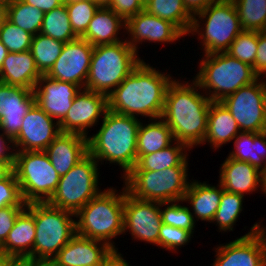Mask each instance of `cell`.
Wrapping results in <instances>:
<instances>
[{
  "instance_id": "obj_1",
  "label": "cell",
  "mask_w": 266,
  "mask_h": 266,
  "mask_svg": "<svg viewBox=\"0 0 266 266\" xmlns=\"http://www.w3.org/2000/svg\"><path fill=\"white\" fill-rule=\"evenodd\" d=\"M144 60L108 96V110L131 117L161 118L168 86L174 80Z\"/></svg>"
},
{
  "instance_id": "obj_2",
  "label": "cell",
  "mask_w": 266,
  "mask_h": 266,
  "mask_svg": "<svg viewBox=\"0 0 266 266\" xmlns=\"http://www.w3.org/2000/svg\"><path fill=\"white\" fill-rule=\"evenodd\" d=\"M211 102L193 79L171 82L161 118L171 129L174 141L184 143L191 151L203 144Z\"/></svg>"
},
{
  "instance_id": "obj_3",
  "label": "cell",
  "mask_w": 266,
  "mask_h": 266,
  "mask_svg": "<svg viewBox=\"0 0 266 266\" xmlns=\"http://www.w3.org/2000/svg\"><path fill=\"white\" fill-rule=\"evenodd\" d=\"M101 121L97 133L87 137L88 153L98 163L119 166L124 177L137 163L138 128L143 120L107 110Z\"/></svg>"
},
{
  "instance_id": "obj_4",
  "label": "cell",
  "mask_w": 266,
  "mask_h": 266,
  "mask_svg": "<svg viewBox=\"0 0 266 266\" xmlns=\"http://www.w3.org/2000/svg\"><path fill=\"white\" fill-rule=\"evenodd\" d=\"M101 190L75 214L76 234L105 242L116 253L113 239L123 235L125 186Z\"/></svg>"
},
{
  "instance_id": "obj_5",
  "label": "cell",
  "mask_w": 266,
  "mask_h": 266,
  "mask_svg": "<svg viewBox=\"0 0 266 266\" xmlns=\"http://www.w3.org/2000/svg\"><path fill=\"white\" fill-rule=\"evenodd\" d=\"M193 80L213 102H220L239 88L252 84L259 77L253 67L227 52L201 55Z\"/></svg>"
},
{
  "instance_id": "obj_6",
  "label": "cell",
  "mask_w": 266,
  "mask_h": 266,
  "mask_svg": "<svg viewBox=\"0 0 266 266\" xmlns=\"http://www.w3.org/2000/svg\"><path fill=\"white\" fill-rule=\"evenodd\" d=\"M126 40L93 48L85 89L108 96L143 60Z\"/></svg>"
},
{
  "instance_id": "obj_7",
  "label": "cell",
  "mask_w": 266,
  "mask_h": 266,
  "mask_svg": "<svg viewBox=\"0 0 266 266\" xmlns=\"http://www.w3.org/2000/svg\"><path fill=\"white\" fill-rule=\"evenodd\" d=\"M242 31L233 0H218L193 16L189 36H198L200 53L211 54L226 52Z\"/></svg>"
},
{
  "instance_id": "obj_8",
  "label": "cell",
  "mask_w": 266,
  "mask_h": 266,
  "mask_svg": "<svg viewBox=\"0 0 266 266\" xmlns=\"http://www.w3.org/2000/svg\"><path fill=\"white\" fill-rule=\"evenodd\" d=\"M26 209L35 220V241L29 257L52 260L76 235L75 214L48 202L28 203Z\"/></svg>"
},
{
  "instance_id": "obj_9",
  "label": "cell",
  "mask_w": 266,
  "mask_h": 266,
  "mask_svg": "<svg viewBox=\"0 0 266 266\" xmlns=\"http://www.w3.org/2000/svg\"><path fill=\"white\" fill-rule=\"evenodd\" d=\"M188 167H170L162 171H129L123 185L136 199L156 202L184 200L191 180Z\"/></svg>"
},
{
  "instance_id": "obj_10",
  "label": "cell",
  "mask_w": 266,
  "mask_h": 266,
  "mask_svg": "<svg viewBox=\"0 0 266 266\" xmlns=\"http://www.w3.org/2000/svg\"><path fill=\"white\" fill-rule=\"evenodd\" d=\"M13 172L26 204L48 202L60 180L44 151H14Z\"/></svg>"
},
{
  "instance_id": "obj_11",
  "label": "cell",
  "mask_w": 266,
  "mask_h": 266,
  "mask_svg": "<svg viewBox=\"0 0 266 266\" xmlns=\"http://www.w3.org/2000/svg\"><path fill=\"white\" fill-rule=\"evenodd\" d=\"M99 165L88 153L67 174L60 176L57 189L48 203L76 214L101 191L98 186Z\"/></svg>"
},
{
  "instance_id": "obj_12",
  "label": "cell",
  "mask_w": 266,
  "mask_h": 266,
  "mask_svg": "<svg viewBox=\"0 0 266 266\" xmlns=\"http://www.w3.org/2000/svg\"><path fill=\"white\" fill-rule=\"evenodd\" d=\"M220 102L232 114L241 132L266 131V78H258Z\"/></svg>"
},
{
  "instance_id": "obj_13",
  "label": "cell",
  "mask_w": 266,
  "mask_h": 266,
  "mask_svg": "<svg viewBox=\"0 0 266 266\" xmlns=\"http://www.w3.org/2000/svg\"><path fill=\"white\" fill-rule=\"evenodd\" d=\"M262 221L235 240L217 245L211 266H266V226Z\"/></svg>"
},
{
  "instance_id": "obj_14",
  "label": "cell",
  "mask_w": 266,
  "mask_h": 266,
  "mask_svg": "<svg viewBox=\"0 0 266 266\" xmlns=\"http://www.w3.org/2000/svg\"><path fill=\"white\" fill-rule=\"evenodd\" d=\"M160 203L136 199L125 189L123 235L129 232L132 240L158 246L163 224Z\"/></svg>"
},
{
  "instance_id": "obj_15",
  "label": "cell",
  "mask_w": 266,
  "mask_h": 266,
  "mask_svg": "<svg viewBox=\"0 0 266 266\" xmlns=\"http://www.w3.org/2000/svg\"><path fill=\"white\" fill-rule=\"evenodd\" d=\"M107 110L106 95L82 88L76 94L65 118L59 123L60 130L62 133H78L88 137V129L98 125Z\"/></svg>"
},
{
  "instance_id": "obj_16",
  "label": "cell",
  "mask_w": 266,
  "mask_h": 266,
  "mask_svg": "<svg viewBox=\"0 0 266 266\" xmlns=\"http://www.w3.org/2000/svg\"><path fill=\"white\" fill-rule=\"evenodd\" d=\"M93 48L94 46L81 37L65 43L60 56L46 76L85 88Z\"/></svg>"
},
{
  "instance_id": "obj_17",
  "label": "cell",
  "mask_w": 266,
  "mask_h": 266,
  "mask_svg": "<svg viewBox=\"0 0 266 266\" xmlns=\"http://www.w3.org/2000/svg\"><path fill=\"white\" fill-rule=\"evenodd\" d=\"M62 133L59 123L34 103L23 118L14 151H44Z\"/></svg>"
},
{
  "instance_id": "obj_18",
  "label": "cell",
  "mask_w": 266,
  "mask_h": 266,
  "mask_svg": "<svg viewBox=\"0 0 266 266\" xmlns=\"http://www.w3.org/2000/svg\"><path fill=\"white\" fill-rule=\"evenodd\" d=\"M125 33L128 34L125 40L137 53L143 42L172 45L175 41L176 45V41H180L181 37L185 38L173 23L151 15L145 10L126 21Z\"/></svg>"
},
{
  "instance_id": "obj_19",
  "label": "cell",
  "mask_w": 266,
  "mask_h": 266,
  "mask_svg": "<svg viewBox=\"0 0 266 266\" xmlns=\"http://www.w3.org/2000/svg\"><path fill=\"white\" fill-rule=\"evenodd\" d=\"M35 103L33 90L0 82V130L13 141L23 124V118Z\"/></svg>"
},
{
  "instance_id": "obj_20",
  "label": "cell",
  "mask_w": 266,
  "mask_h": 266,
  "mask_svg": "<svg viewBox=\"0 0 266 266\" xmlns=\"http://www.w3.org/2000/svg\"><path fill=\"white\" fill-rule=\"evenodd\" d=\"M80 87L71 82L42 75L34 88L35 103L51 118L60 123L70 109Z\"/></svg>"
},
{
  "instance_id": "obj_21",
  "label": "cell",
  "mask_w": 266,
  "mask_h": 266,
  "mask_svg": "<svg viewBox=\"0 0 266 266\" xmlns=\"http://www.w3.org/2000/svg\"><path fill=\"white\" fill-rule=\"evenodd\" d=\"M115 253L105 242L76 234L52 260L58 266H104Z\"/></svg>"
},
{
  "instance_id": "obj_22",
  "label": "cell",
  "mask_w": 266,
  "mask_h": 266,
  "mask_svg": "<svg viewBox=\"0 0 266 266\" xmlns=\"http://www.w3.org/2000/svg\"><path fill=\"white\" fill-rule=\"evenodd\" d=\"M218 182L223 189L245 197L256 191H263V172L248 162L226 157L220 164Z\"/></svg>"
},
{
  "instance_id": "obj_23",
  "label": "cell",
  "mask_w": 266,
  "mask_h": 266,
  "mask_svg": "<svg viewBox=\"0 0 266 266\" xmlns=\"http://www.w3.org/2000/svg\"><path fill=\"white\" fill-rule=\"evenodd\" d=\"M44 152L59 176H63L88 154V138L78 133H60Z\"/></svg>"
},
{
  "instance_id": "obj_24",
  "label": "cell",
  "mask_w": 266,
  "mask_h": 266,
  "mask_svg": "<svg viewBox=\"0 0 266 266\" xmlns=\"http://www.w3.org/2000/svg\"><path fill=\"white\" fill-rule=\"evenodd\" d=\"M223 186L218 182L216 186L207 181L200 182L191 179L185 193L184 202L189 204L195 222L201 220L211 223L219 207Z\"/></svg>"
},
{
  "instance_id": "obj_25",
  "label": "cell",
  "mask_w": 266,
  "mask_h": 266,
  "mask_svg": "<svg viewBox=\"0 0 266 266\" xmlns=\"http://www.w3.org/2000/svg\"><path fill=\"white\" fill-rule=\"evenodd\" d=\"M41 76L30 50L8 52L0 67V82L7 85L34 90Z\"/></svg>"
},
{
  "instance_id": "obj_26",
  "label": "cell",
  "mask_w": 266,
  "mask_h": 266,
  "mask_svg": "<svg viewBox=\"0 0 266 266\" xmlns=\"http://www.w3.org/2000/svg\"><path fill=\"white\" fill-rule=\"evenodd\" d=\"M125 28L126 22L119 15L107 6H100L81 38L88 41L92 46L113 44L125 40L123 39L126 36ZM122 29L123 32H121Z\"/></svg>"
},
{
  "instance_id": "obj_27",
  "label": "cell",
  "mask_w": 266,
  "mask_h": 266,
  "mask_svg": "<svg viewBox=\"0 0 266 266\" xmlns=\"http://www.w3.org/2000/svg\"><path fill=\"white\" fill-rule=\"evenodd\" d=\"M240 128L232 114L221 102H211L208 114L207 132L202 145L219 150L240 133Z\"/></svg>"
},
{
  "instance_id": "obj_28",
  "label": "cell",
  "mask_w": 266,
  "mask_h": 266,
  "mask_svg": "<svg viewBox=\"0 0 266 266\" xmlns=\"http://www.w3.org/2000/svg\"><path fill=\"white\" fill-rule=\"evenodd\" d=\"M35 241L34 216L25 209L16 219L7 239L0 247V253L6 256L29 257Z\"/></svg>"
},
{
  "instance_id": "obj_29",
  "label": "cell",
  "mask_w": 266,
  "mask_h": 266,
  "mask_svg": "<svg viewBox=\"0 0 266 266\" xmlns=\"http://www.w3.org/2000/svg\"><path fill=\"white\" fill-rule=\"evenodd\" d=\"M190 150L184 143L174 141L158 152L137 155V163L130 171H162L170 167H189Z\"/></svg>"
},
{
  "instance_id": "obj_30",
  "label": "cell",
  "mask_w": 266,
  "mask_h": 266,
  "mask_svg": "<svg viewBox=\"0 0 266 266\" xmlns=\"http://www.w3.org/2000/svg\"><path fill=\"white\" fill-rule=\"evenodd\" d=\"M232 142L228 157L248 162L262 172L266 169V131L240 132Z\"/></svg>"
},
{
  "instance_id": "obj_31",
  "label": "cell",
  "mask_w": 266,
  "mask_h": 266,
  "mask_svg": "<svg viewBox=\"0 0 266 266\" xmlns=\"http://www.w3.org/2000/svg\"><path fill=\"white\" fill-rule=\"evenodd\" d=\"M141 121L137 136V155H147L167 148L174 142L171 129L162 118Z\"/></svg>"
},
{
  "instance_id": "obj_32",
  "label": "cell",
  "mask_w": 266,
  "mask_h": 266,
  "mask_svg": "<svg viewBox=\"0 0 266 266\" xmlns=\"http://www.w3.org/2000/svg\"><path fill=\"white\" fill-rule=\"evenodd\" d=\"M144 10L173 23L185 36L189 35L193 15L187 10L184 0H147Z\"/></svg>"
},
{
  "instance_id": "obj_33",
  "label": "cell",
  "mask_w": 266,
  "mask_h": 266,
  "mask_svg": "<svg viewBox=\"0 0 266 266\" xmlns=\"http://www.w3.org/2000/svg\"><path fill=\"white\" fill-rule=\"evenodd\" d=\"M40 33L63 43L78 38L72 29L65 4L44 13Z\"/></svg>"
},
{
  "instance_id": "obj_34",
  "label": "cell",
  "mask_w": 266,
  "mask_h": 266,
  "mask_svg": "<svg viewBox=\"0 0 266 266\" xmlns=\"http://www.w3.org/2000/svg\"><path fill=\"white\" fill-rule=\"evenodd\" d=\"M64 44L41 33L33 36L30 51L42 75H46L53 67L62 52Z\"/></svg>"
},
{
  "instance_id": "obj_35",
  "label": "cell",
  "mask_w": 266,
  "mask_h": 266,
  "mask_svg": "<svg viewBox=\"0 0 266 266\" xmlns=\"http://www.w3.org/2000/svg\"><path fill=\"white\" fill-rule=\"evenodd\" d=\"M244 196L223 190L219 207L211 223H216L219 232L233 231L243 211Z\"/></svg>"
},
{
  "instance_id": "obj_36",
  "label": "cell",
  "mask_w": 266,
  "mask_h": 266,
  "mask_svg": "<svg viewBox=\"0 0 266 266\" xmlns=\"http://www.w3.org/2000/svg\"><path fill=\"white\" fill-rule=\"evenodd\" d=\"M44 12L22 0L8 2V20L33 36L40 33Z\"/></svg>"
},
{
  "instance_id": "obj_37",
  "label": "cell",
  "mask_w": 266,
  "mask_h": 266,
  "mask_svg": "<svg viewBox=\"0 0 266 266\" xmlns=\"http://www.w3.org/2000/svg\"><path fill=\"white\" fill-rule=\"evenodd\" d=\"M243 30H266V0H233Z\"/></svg>"
},
{
  "instance_id": "obj_38",
  "label": "cell",
  "mask_w": 266,
  "mask_h": 266,
  "mask_svg": "<svg viewBox=\"0 0 266 266\" xmlns=\"http://www.w3.org/2000/svg\"><path fill=\"white\" fill-rule=\"evenodd\" d=\"M184 203V200L161 202L160 212L162 222L166 225L188 230L194 234L196 222L188 207L189 205H184Z\"/></svg>"
},
{
  "instance_id": "obj_39",
  "label": "cell",
  "mask_w": 266,
  "mask_h": 266,
  "mask_svg": "<svg viewBox=\"0 0 266 266\" xmlns=\"http://www.w3.org/2000/svg\"><path fill=\"white\" fill-rule=\"evenodd\" d=\"M74 33L81 37L100 5L92 0H70L65 4Z\"/></svg>"
},
{
  "instance_id": "obj_40",
  "label": "cell",
  "mask_w": 266,
  "mask_h": 266,
  "mask_svg": "<svg viewBox=\"0 0 266 266\" xmlns=\"http://www.w3.org/2000/svg\"><path fill=\"white\" fill-rule=\"evenodd\" d=\"M257 48L258 31L243 30L233 40L226 52L241 62L254 67Z\"/></svg>"
},
{
  "instance_id": "obj_41",
  "label": "cell",
  "mask_w": 266,
  "mask_h": 266,
  "mask_svg": "<svg viewBox=\"0 0 266 266\" xmlns=\"http://www.w3.org/2000/svg\"><path fill=\"white\" fill-rule=\"evenodd\" d=\"M33 35L13 24L8 19L0 28V41L8 52H25L30 50Z\"/></svg>"
},
{
  "instance_id": "obj_42",
  "label": "cell",
  "mask_w": 266,
  "mask_h": 266,
  "mask_svg": "<svg viewBox=\"0 0 266 266\" xmlns=\"http://www.w3.org/2000/svg\"><path fill=\"white\" fill-rule=\"evenodd\" d=\"M192 237L193 234L188 230L162 224L159 230L158 247L171 253H178L179 248L188 245Z\"/></svg>"
},
{
  "instance_id": "obj_43",
  "label": "cell",
  "mask_w": 266,
  "mask_h": 266,
  "mask_svg": "<svg viewBox=\"0 0 266 266\" xmlns=\"http://www.w3.org/2000/svg\"><path fill=\"white\" fill-rule=\"evenodd\" d=\"M15 173L0 181V208L7 206H26Z\"/></svg>"
},
{
  "instance_id": "obj_44",
  "label": "cell",
  "mask_w": 266,
  "mask_h": 266,
  "mask_svg": "<svg viewBox=\"0 0 266 266\" xmlns=\"http://www.w3.org/2000/svg\"><path fill=\"white\" fill-rule=\"evenodd\" d=\"M107 7L112 9L125 22L139 12L144 11V0H110Z\"/></svg>"
},
{
  "instance_id": "obj_45",
  "label": "cell",
  "mask_w": 266,
  "mask_h": 266,
  "mask_svg": "<svg viewBox=\"0 0 266 266\" xmlns=\"http://www.w3.org/2000/svg\"><path fill=\"white\" fill-rule=\"evenodd\" d=\"M26 209V206H7L0 208V247L4 244L17 217Z\"/></svg>"
},
{
  "instance_id": "obj_46",
  "label": "cell",
  "mask_w": 266,
  "mask_h": 266,
  "mask_svg": "<svg viewBox=\"0 0 266 266\" xmlns=\"http://www.w3.org/2000/svg\"><path fill=\"white\" fill-rule=\"evenodd\" d=\"M253 71L259 78H266V30L258 32V48Z\"/></svg>"
},
{
  "instance_id": "obj_47",
  "label": "cell",
  "mask_w": 266,
  "mask_h": 266,
  "mask_svg": "<svg viewBox=\"0 0 266 266\" xmlns=\"http://www.w3.org/2000/svg\"><path fill=\"white\" fill-rule=\"evenodd\" d=\"M14 149L12 141L0 130V161H13Z\"/></svg>"
},
{
  "instance_id": "obj_48",
  "label": "cell",
  "mask_w": 266,
  "mask_h": 266,
  "mask_svg": "<svg viewBox=\"0 0 266 266\" xmlns=\"http://www.w3.org/2000/svg\"><path fill=\"white\" fill-rule=\"evenodd\" d=\"M218 0H184L187 10L194 16Z\"/></svg>"
},
{
  "instance_id": "obj_49",
  "label": "cell",
  "mask_w": 266,
  "mask_h": 266,
  "mask_svg": "<svg viewBox=\"0 0 266 266\" xmlns=\"http://www.w3.org/2000/svg\"><path fill=\"white\" fill-rule=\"evenodd\" d=\"M26 4H31L34 7H37L44 13L50 12L54 8L62 5L58 0H22Z\"/></svg>"
},
{
  "instance_id": "obj_50",
  "label": "cell",
  "mask_w": 266,
  "mask_h": 266,
  "mask_svg": "<svg viewBox=\"0 0 266 266\" xmlns=\"http://www.w3.org/2000/svg\"><path fill=\"white\" fill-rule=\"evenodd\" d=\"M5 266H35V260L31 257L6 256Z\"/></svg>"
},
{
  "instance_id": "obj_51",
  "label": "cell",
  "mask_w": 266,
  "mask_h": 266,
  "mask_svg": "<svg viewBox=\"0 0 266 266\" xmlns=\"http://www.w3.org/2000/svg\"><path fill=\"white\" fill-rule=\"evenodd\" d=\"M128 262L121 252L115 253L111 259L104 266H132Z\"/></svg>"
},
{
  "instance_id": "obj_52",
  "label": "cell",
  "mask_w": 266,
  "mask_h": 266,
  "mask_svg": "<svg viewBox=\"0 0 266 266\" xmlns=\"http://www.w3.org/2000/svg\"><path fill=\"white\" fill-rule=\"evenodd\" d=\"M13 172V161H0V181L6 179Z\"/></svg>"
},
{
  "instance_id": "obj_53",
  "label": "cell",
  "mask_w": 266,
  "mask_h": 266,
  "mask_svg": "<svg viewBox=\"0 0 266 266\" xmlns=\"http://www.w3.org/2000/svg\"><path fill=\"white\" fill-rule=\"evenodd\" d=\"M8 19V4H0V28Z\"/></svg>"
},
{
  "instance_id": "obj_54",
  "label": "cell",
  "mask_w": 266,
  "mask_h": 266,
  "mask_svg": "<svg viewBox=\"0 0 266 266\" xmlns=\"http://www.w3.org/2000/svg\"><path fill=\"white\" fill-rule=\"evenodd\" d=\"M7 54H8L7 48L0 41V67L2 66V63L5 60Z\"/></svg>"
},
{
  "instance_id": "obj_55",
  "label": "cell",
  "mask_w": 266,
  "mask_h": 266,
  "mask_svg": "<svg viewBox=\"0 0 266 266\" xmlns=\"http://www.w3.org/2000/svg\"><path fill=\"white\" fill-rule=\"evenodd\" d=\"M35 266H58L53 260H35Z\"/></svg>"
},
{
  "instance_id": "obj_56",
  "label": "cell",
  "mask_w": 266,
  "mask_h": 266,
  "mask_svg": "<svg viewBox=\"0 0 266 266\" xmlns=\"http://www.w3.org/2000/svg\"><path fill=\"white\" fill-rule=\"evenodd\" d=\"M262 193L266 196V169L263 171V191Z\"/></svg>"
},
{
  "instance_id": "obj_57",
  "label": "cell",
  "mask_w": 266,
  "mask_h": 266,
  "mask_svg": "<svg viewBox=\"0 0 266 266\" xmlns=\"http://www.w3.org/2000/svg\"><path fill=\"white\" fill-rule=\"evenodd\" d=\"M6 265V255L0 253V266Z\"/></svg>"
},
{
  "instance_id": "obj_58",
  "label": "cell",
  "mask_w": 266,
  "mask_h": 266,
  "mask_svg": "<svg viewBox=\"0 0 266 266\" xmlns=\"http://www.w3.org/2000/svg\"><path fill=\"white\" fill-rule=\"evenodd\" d=\"M97 2L100 6H107L110 0H92Z\"/></svg>"
},
{
  "instance_id": "obj_59",
  "label": "cell",
  "mask_w": 266,
  "mask_h": 266,
  "mask_svg": "<svg viewBox=\"0 0 266 266\" xmlns=\"http://www.w3.org/2000/svg\"><path fill=\"white\" fill-rule=\"evenodd\" d=\"M61 4H67L70 0H58Z\"/></svg>"
},
{
  "instance_id": "obj_60",
  "label": "cell",
  "mask_w": 266,
  "mask_h": 266,
  "mask_svg": "<svg viewBox=\"0 0 266 266\" xmlns=\"http://www.w3.org/2000/svg\"><path fill=\"white\" fill-rule=\"evenodd\" d=\"M0 4H8V2L6 0H0Z\"/></svg>"
}]
</instances>
